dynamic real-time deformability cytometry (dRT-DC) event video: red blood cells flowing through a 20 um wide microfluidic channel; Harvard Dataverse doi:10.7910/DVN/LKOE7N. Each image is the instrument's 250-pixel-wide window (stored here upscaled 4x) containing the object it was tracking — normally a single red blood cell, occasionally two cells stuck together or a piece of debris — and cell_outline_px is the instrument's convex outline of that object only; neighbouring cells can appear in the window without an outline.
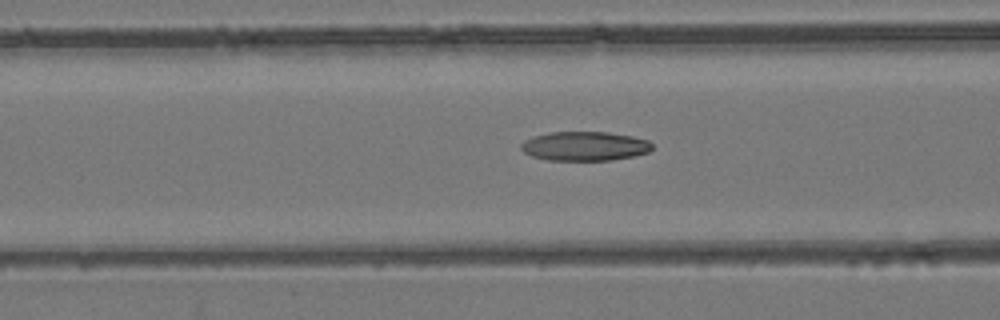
{"species": "common noctule bat (a hibernating species)", "species_latin": "Nyctalus noctula", "temperature_condition": "room temperature", "stored_images_in_passage": 54, "camera_frame_rate_fps": 3000, "um_per_image_px": 0.085, "animal": {"sex": "female", "body_mass_g": 24.6, "forearm_length_mm": 56.2}, "frame": {"image": 1, "passage_image": 22, "time_ms": 7.0, "image_size_px": [1000, 320], "cell_outline_px": [[652, 148], [648, 152], [636, 156], [612, 160], [548, 160], [532, 156], [524, 152], [520, 148], [520, 144], [524, 140], [532, 136], [548, 132], [608, 132], [632, 136], [648, 140], [652, 144]], "centroid_in_image_um": [49.69, 12.42], "position_along_channel_um": 116.9, "area_um2": 22.48}}
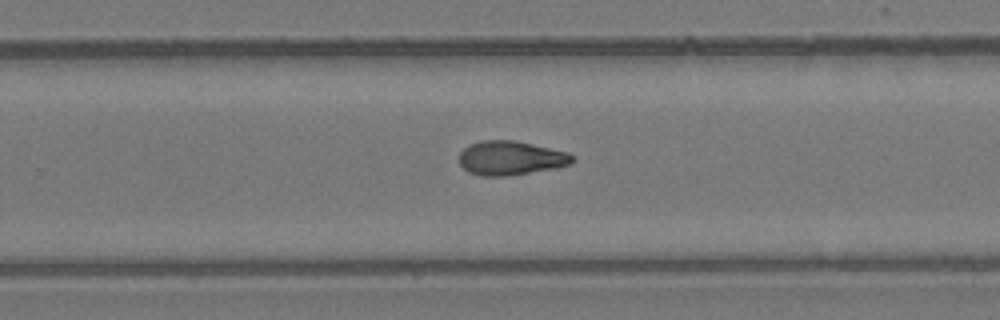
{"frame": {"image": 2, "passage_image": 35, "time_ms": 11.333, "image_size_px": [1000, 320], "cell_outline_px": [[576, 160], [572, 164], [556, 168], [508, 176], [480, 176], [468, 172], [460, 164], [460, 152], [468, 144], [484, 140], [512, 140], [568, 152]], "centroid_in_image_um": [43.41, 13.44], "position_along_channel_um": 286.4, "area_um2": 22.54}}
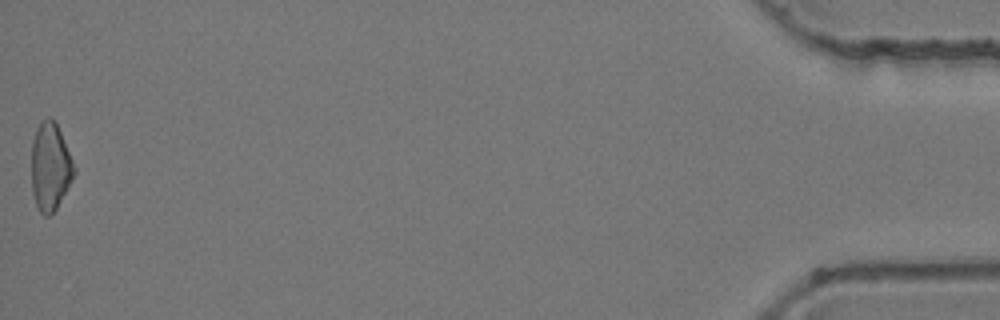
{"frame": {"image": 3, "passage_image": 54, "time_ms": 17.667, "image_size_px": [1000, 320], "cell_outline_px": [[76, 172], [72, 180], [56, 208], [48, 216], [44, 216], [40, 212], [36, 204], [32, 192], [32, 140], [36, 128], [40, 120], [48, 116], [56, 124], [60, 132], [76, 168]], "centroid_in_image_um": [4.26, 14.15], "position_along_channel_um": 430.9, "area_um2": 21.68}, "authors_computed_cell_mechanics": {"area_um2": 22.4553, "velocity_mm_per_s": 3.9108, "shape_relaxation_time_tau1_ms": null, "shape_relaxation_time_tau2_ms": 3.2841, "deformation_change_tau1": null, "deformation_change_tau2": 0.1}}